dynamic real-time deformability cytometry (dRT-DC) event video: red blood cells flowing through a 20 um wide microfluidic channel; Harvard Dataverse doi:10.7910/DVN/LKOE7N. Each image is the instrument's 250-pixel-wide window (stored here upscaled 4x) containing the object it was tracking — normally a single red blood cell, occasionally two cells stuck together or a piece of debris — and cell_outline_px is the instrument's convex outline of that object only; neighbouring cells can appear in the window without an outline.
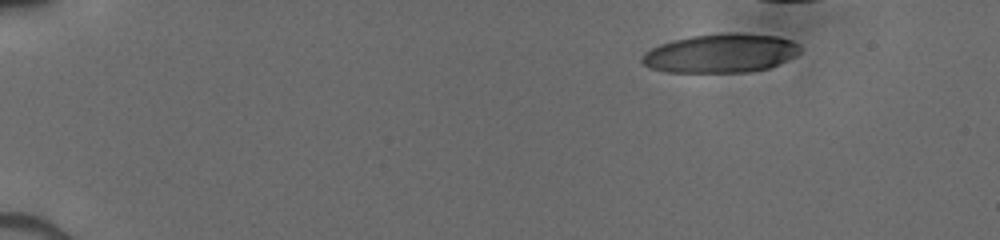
{"species": "human", "species_latin": "Homo sapiens", "temperature_condition": "cold", "stored_images_in_passage": 37, "camera_frame_rate_fps": 3000, "um_per_image_px": 0.085, "donor": {"sex": "male"}, "frame": {"image": 1, "passage_image": 1, "time_ms": 0.0, "image_size_px": [1000, 240], "cell_outline_px": [[800, 52], [796, 56], [768, 68], [748, 72], [668, 72], [652, 68], [644, 64], [640, 60], [640, 56], [644, 52], [660, 44], [672, 40], [692, 36], [724, 32], [740, 32], [780, 36], [792, 40], [800, 44]], "centroid_in_image_um": [61.29, 4.51], "position_along_channel_um": 23.7, "area_um2": 36.18}}
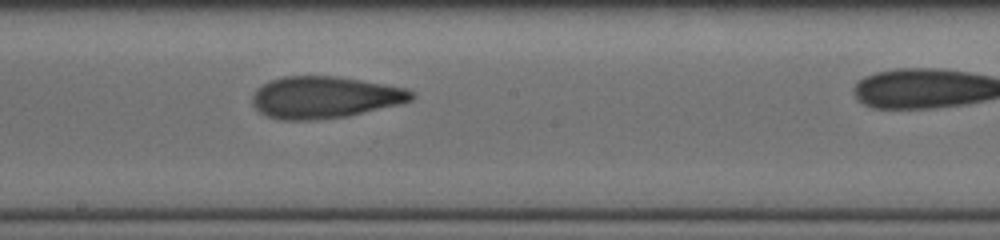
{"frame": {"image": 2, "passage_image": 24, "time_ms": 7.667, "image_size_px": [1000, 240], "cell_outline_px": [[416, 96], [412, 100], [400, 104], [348, 116], [308, 120], [280, 120], [268, 116], [260, 112], [252, 104], [252, 96], [256, 88], [268, 80], [284, 76], [336, 76], [408, 88], [416, 92]], "centroid_in_image_um": [27.6, 8.26], "position_along_channel_um": 220.6, "area_um2": 39.07}}
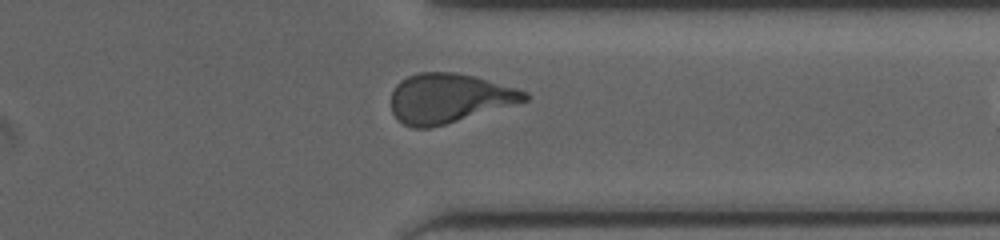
{"frame": {"image": 3, "passage_image": 35, "time_ms": 11.333, "image_size_px": [1000, 240], "cell_outline_px": [[532, 96], [528, 100], [444, 124], [428, 128], [412, 128], [404, 124], [392, 112], [392, 92], [396, 84], [400, 80], [408, 76], [420, 72], [456, 72], [476, 76], [516, 88], [528, 92]], "centroid_in_image_um": [38.17, 8.33], "position_along_channel_um": 373.2, "area_um2": 38.21}}